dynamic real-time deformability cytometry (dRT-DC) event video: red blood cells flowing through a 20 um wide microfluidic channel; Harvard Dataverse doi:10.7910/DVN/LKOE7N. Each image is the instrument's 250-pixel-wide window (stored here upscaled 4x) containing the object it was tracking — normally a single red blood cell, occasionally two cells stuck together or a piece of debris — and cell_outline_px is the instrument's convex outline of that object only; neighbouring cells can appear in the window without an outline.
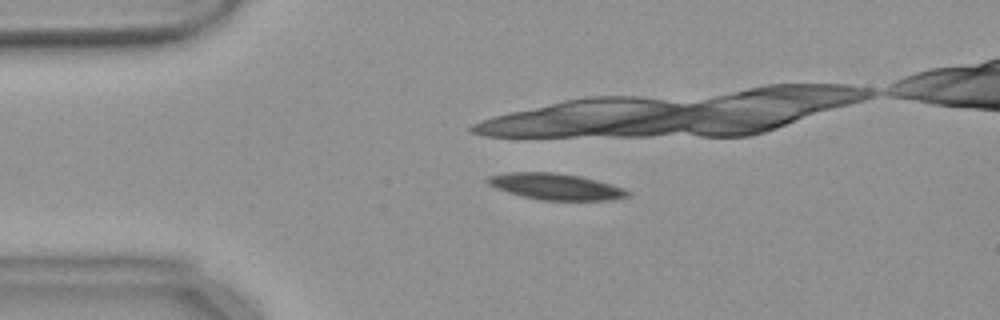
{"species": "common noctule bat (a hibernating species)", "species_latin": "Nyctalus noctula", "temperature_condition": "warm", "stored_images_in_passage": 4, "camera_frame_rate_fps": 3000, "um_per_image_px": 0.085, "animal": {"sex": "female", "body_mass_g": 18.4}, "frame": {"image": 1, "passage_image": 1, "time_ms": 0.0, "image_size_px": [1000, 320], "cell_outline_px": [[628, 196], [612, 200], [540, 200], [508, 192], [496, 188], [488, 184], [484, 180], [488, 176], [512, 172], [552, 172], [580, 176], [596, 180], [624, 188], [628, 192]], "centroid_in_image_um": [47.21, 15.85], "position_along_channel_um": 37.8, "area_um2": 21.21}}